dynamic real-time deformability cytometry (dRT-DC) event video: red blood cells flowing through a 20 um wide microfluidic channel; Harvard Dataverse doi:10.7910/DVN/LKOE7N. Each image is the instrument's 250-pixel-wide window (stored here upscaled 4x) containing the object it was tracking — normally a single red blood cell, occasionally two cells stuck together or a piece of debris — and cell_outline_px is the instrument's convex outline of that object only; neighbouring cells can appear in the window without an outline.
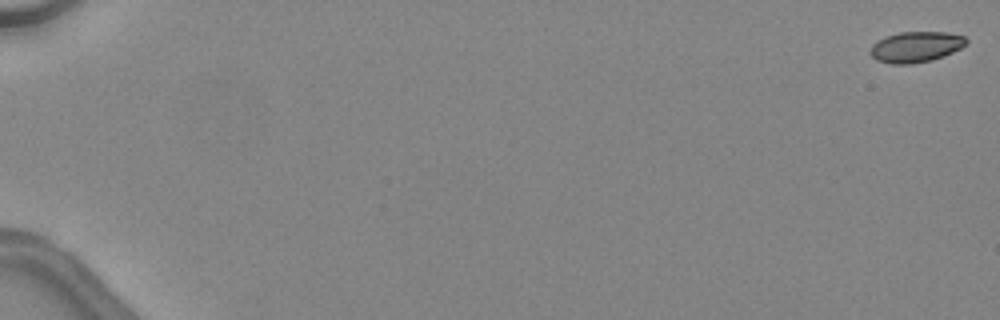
{"species": "common noctule bat (a hibernating species)", "species_latin": "Nyctalus noctula", "temperature_condition": "warm", "stored_images_in_passage": 13, "camera_frame_rate_fps": 3000, "um_per_image_px": 0.085, "animal": {"sex": "female", "body_mass_g": 24.6, "forearm_length_mm": 56.2}, "frame": {"image": 1, "passage_image": 1, "time_ms": 0.0, "image_size_px": [1000, 320], "cell_outline_px": [[968, 40], [960, 48], [944, 56], [932, 60], [912, 64], [892, 64], [876, 60], [868, 52], [872, 44], [876, 40], [884, 36], [900, 32], [948, 32], [964, 36]], "centroid_in_image_um": [77.8, 3.98], "position_along_channel_um": 7.2, "area_um2": 17.34}}